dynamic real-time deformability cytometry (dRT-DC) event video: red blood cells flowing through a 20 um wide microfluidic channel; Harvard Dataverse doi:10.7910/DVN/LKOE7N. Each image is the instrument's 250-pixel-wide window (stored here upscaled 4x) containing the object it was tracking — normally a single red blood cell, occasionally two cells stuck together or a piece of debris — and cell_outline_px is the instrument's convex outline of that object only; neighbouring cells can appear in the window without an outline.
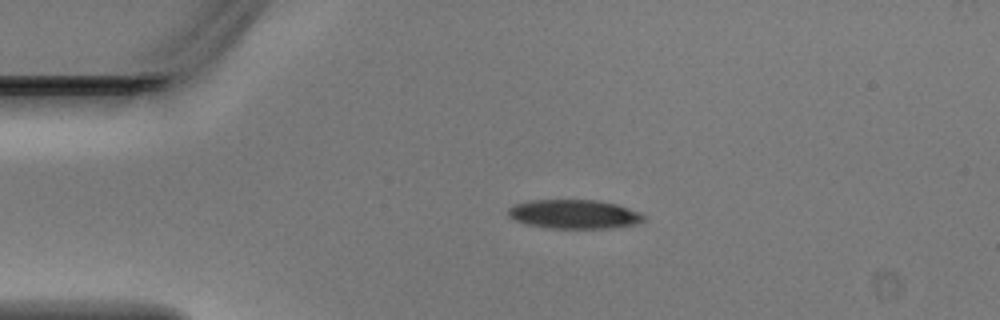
{"species": "Egyptian fruit bat (a non-hibernating species)", "species_latin": "Rousettus aegyptiacus", "temperature_condition": "warm", "stored_images_in_passage": 2, "camera_frame_rate_fps": 3000, "um_per_image_px": 0.085, "animal": {"sex": "male"}, "frame": {"image": 1, "passage_image": 1, "time_ms": 0.0, "image_size_px": [1000, 320], "cell_outline_px": [[648, 216], [644, 220], [636, 224], [608, 228], [552, 228], [528, 224], [516, 220], [508, 216], [508, 208], [512, 204], [528, 200], [600, 200], [616, 204], [640, 212]], "centroid_in_image_um": [48.81, 18.19], "position_along_channel_um": 36.2, "area_um2": 23.0}}